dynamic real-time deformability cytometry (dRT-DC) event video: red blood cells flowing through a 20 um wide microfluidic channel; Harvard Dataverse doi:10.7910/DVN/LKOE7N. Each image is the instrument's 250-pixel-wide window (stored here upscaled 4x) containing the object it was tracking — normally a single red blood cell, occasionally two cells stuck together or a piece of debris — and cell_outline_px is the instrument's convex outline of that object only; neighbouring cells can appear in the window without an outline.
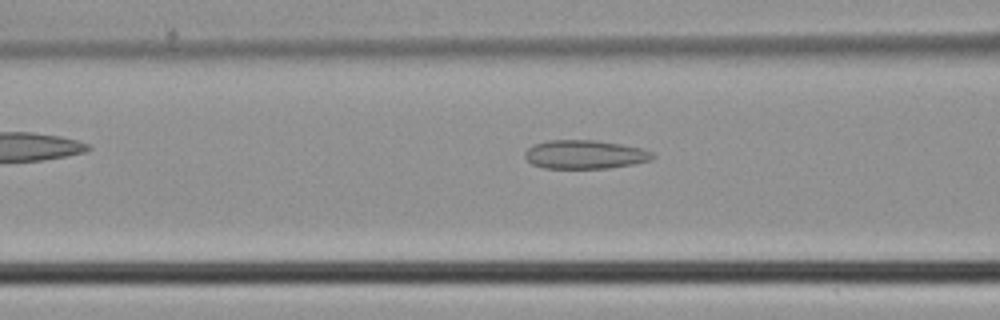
{"species": "common noctule bat (a hibernating species)", "species_latin": "Nyctalus noctula", "temperature_condition": "cold", "stored_images_in_passage": 32, "camera_frame_rate_fps": 3000, "um_per_image_px": 0.085, "animal": {"sex": "male", "body_mass_g": 21.5, "forearm_length_mm": 52.0}, "frame": {"image": 1, "passage_image": 4, "time_ms": 1.0, "image_size_px": [1000, 320], "cell_outline_px": [[656, 156], [652, 160], [632, 164], [608, 168], [544, 168], [532, 164], [524, 156], [524, 152], [532, 144], [548, 140], [592, 140], [620, 144], [640, 148], [652, 152]], "centroid_in_image_um": [49.69, 13.13], "position_along_channel_um": 116.9, "area_um2": 21.33}}
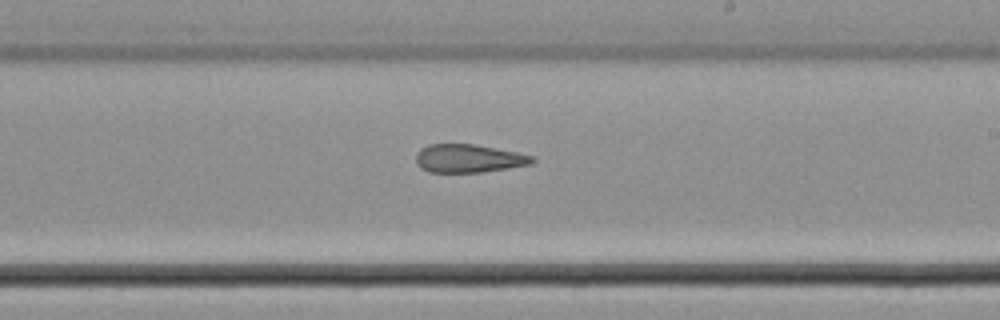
{"frame": {"image": 2, "passage_image": 13, "time_ms": 4.0, "image_size_px": [1000, 320], "cell_outline_px": [[536, 160], [532, 164], [508, 168], [480, 172], [428, 172], [420, 168], [416, 164], [416, 152], [420, 148], [428, 144], [472, 144], [496, 148], [536, 156]], "centroid_in_image_um": [39.82, 13.46], "position_along_channel_um": 249.2, "area_um2": 19.31}}
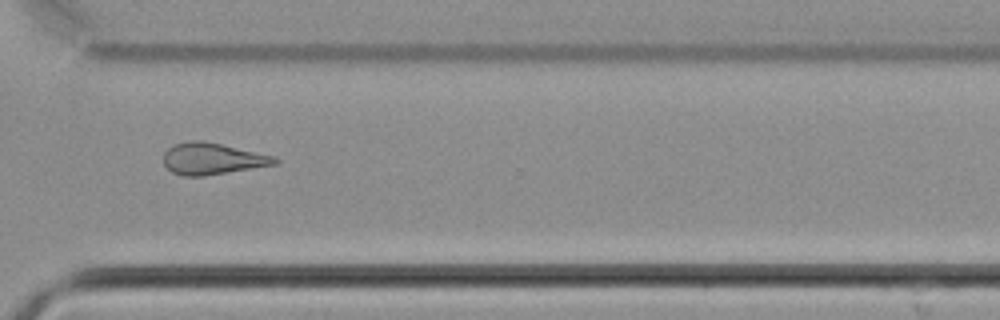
{"frame": {"image": 3, "passage_image": 20, "time_ms": 6.333, "image_size_px": [1000, 320], "cell_outline_px": [[280, 160], [276, 164], [204, 176], [184, 176], [172, 172], [164, 164], [164, 152], [172, 144], [192, 140], [204, 140], [276, 156]], "centroid_in_image_um": [18.05, 13.48], "position_along_channel_um": 352.6, "area_um2": 20.58}}